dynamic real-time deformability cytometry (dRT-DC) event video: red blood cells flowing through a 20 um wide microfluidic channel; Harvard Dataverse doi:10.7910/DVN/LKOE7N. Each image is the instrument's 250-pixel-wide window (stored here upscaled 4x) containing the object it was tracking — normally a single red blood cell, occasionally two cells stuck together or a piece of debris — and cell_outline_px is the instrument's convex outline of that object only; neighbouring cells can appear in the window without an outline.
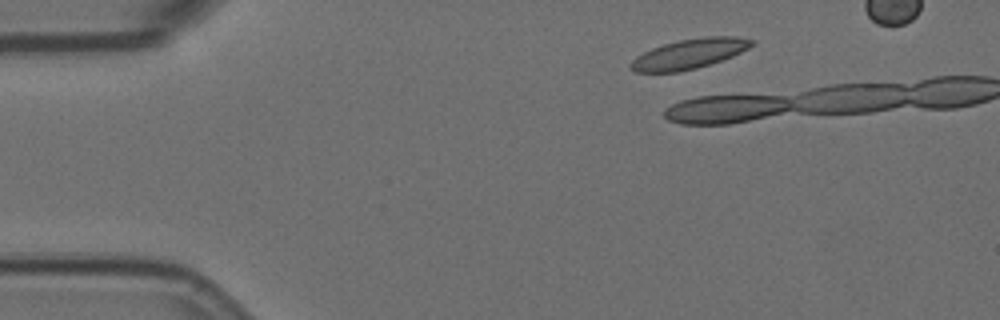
{"species": "Egyptian fruit bat (a non-hibernating species)", "species_latin": "Rousettus aegyptiacus", "temperature_condition": "room temperature", "stored_images_in_passage": 3, "camera_frame_rate_fps": 3000, "um_per_image_px": 0.085, "animal": {"sex": "female"}, "frame": {"image": 1, "passage_image": 3, "time_ms": 0.667, "image_size_px": [1000, 320], "cell_outline_px": [[756, 44], [732, 56], [696, 68], [680, 72], [636, 72], [628, 68], [628, 64], [636, 56], [652, 48], [664, 44], [680, 40], [704, 36], [736, 36], [756, 40]], "centroid_in_image_um": [58.58, 4.57], "position_along_channel_um": 26.4, "area_um2": 21.1}}